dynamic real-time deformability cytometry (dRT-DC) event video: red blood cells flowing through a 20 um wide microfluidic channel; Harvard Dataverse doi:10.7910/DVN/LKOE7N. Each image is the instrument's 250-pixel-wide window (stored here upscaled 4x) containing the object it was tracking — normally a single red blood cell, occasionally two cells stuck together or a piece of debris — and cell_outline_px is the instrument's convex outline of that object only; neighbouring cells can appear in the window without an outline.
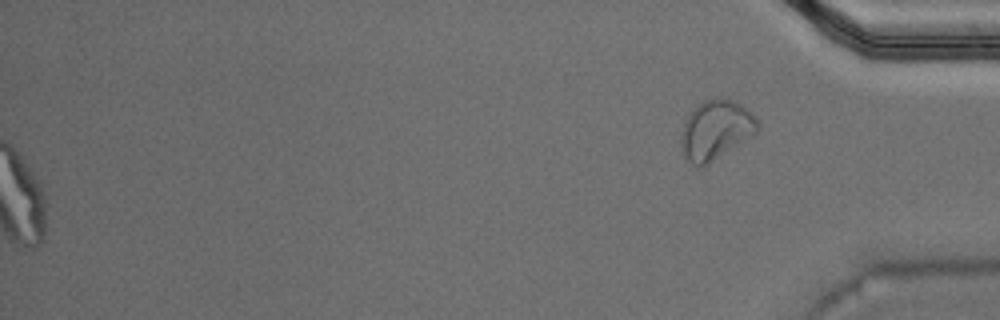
{"species": "Egyptian fruit bat (a non-hibernating species)", "species_latin": "Rousettus aegyptiacus", "temperature_condition": "warm", "stored_images_in_passage": 48, "segment_of_instrument_passage": [2, 2], "camera_frame_rate_fps": 3000, "um_per_image_px": 0.085, "animal": {"sex": "male"}, "frame": {"image": 1, "passage_image": 48, "time_ms": 15.667, "image_size_px": [1000, 320], "cell_outline_px": [[760, 128], [756, 132], [708, 164], [700, 168], [696, 168], [684, 156], [680, 148], [680, 136], [684, 124], [688, 116], [704, 100], [716, 96], [720, 96], [736, 100], [748, 108], [760, 120]], "centroid_in_image_um": [60.86, 11.01], "position_along_channel_um": 374.3, "area_um2": 26.76}}